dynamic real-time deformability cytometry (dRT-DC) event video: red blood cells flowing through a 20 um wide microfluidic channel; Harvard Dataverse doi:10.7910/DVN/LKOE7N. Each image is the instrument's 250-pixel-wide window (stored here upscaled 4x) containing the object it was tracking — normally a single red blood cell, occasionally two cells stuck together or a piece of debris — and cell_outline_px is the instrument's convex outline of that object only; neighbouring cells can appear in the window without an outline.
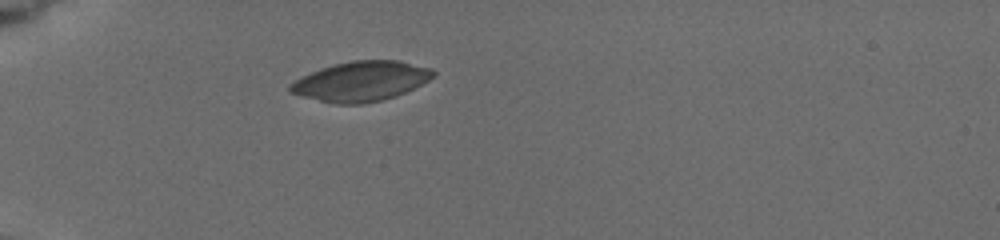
{"species": "common noctule bat (a hibernating species)", "species_latin": "Nyctalus noctula", "temperature_condition": "cold", "stored_images_in_passage": 17, "camera_frame_rate_fps": 3000, "um_per_image_px": 0.085, "animal": {"sex": "female", "body_mass_g": 19.5, "forearm_length_mm": 54.1}, "frame": {"image": 1, "passage_image": 1, "time_ms": 0.0, "image_size_px": [1000, 240], "cell_outline_px": [[436, 76], [396, 96], [364, 104], [336, 104], [300, 96], [288, 92], [288, 84], [320, 68], [352, 60], [400, 60], [432, 68], [436, 72]], "centroid_in_image_um": [30.69, 6.9], "position_along_channel_um": 54.3, "area_um2": 33.18}}
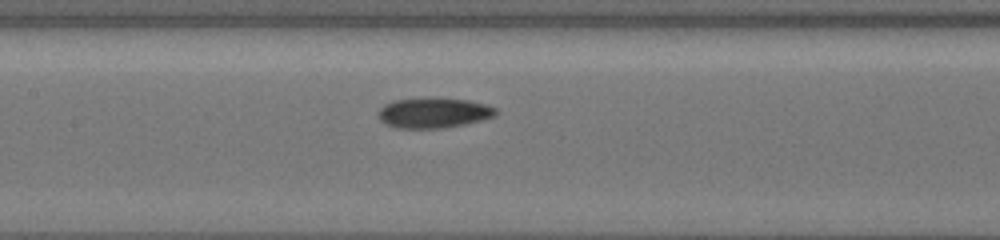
{"frame": {"image": 2, "passage_image": 10, "time_ms": 2.0, "image_size_px": [1000, 240], "cell_outline_px": [[496, 116], [484, 120], [444, 128], [396, 128], [384, 124], [380, 120], [376, 112], [384, 104], [392, 100], [468, 100], [484, 104], [496, 108]], "centroid_in_image_um": [36.83, 9.63], "position_along_channel_um": 170.6, "area_um2": 20.23}}
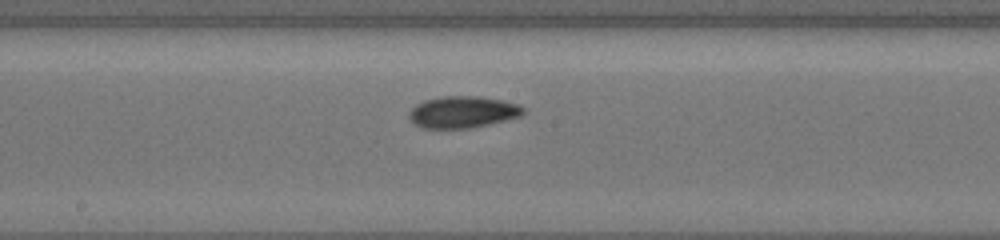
{"frame": {"image": 3, "passage_image": 13, "time_ms": 3.0, "image_size_px": [1000, 240], "cell_outline_px": [[524, 112], [520, 116], [488, 124], [468, 128], [424, 128], [416, 124], [408, 116], [408, 112], [416, 104], [424, 100], [444, 96], [480, 96], [504, 100], [520, 104], [524, 108]], "centroid_in_image_um": [39.34, 9.5], "position_along_channel_um": 208.9, "area_um2": 21.04}}